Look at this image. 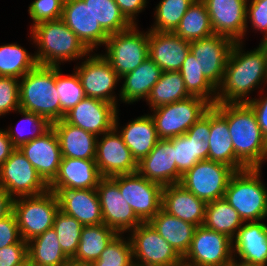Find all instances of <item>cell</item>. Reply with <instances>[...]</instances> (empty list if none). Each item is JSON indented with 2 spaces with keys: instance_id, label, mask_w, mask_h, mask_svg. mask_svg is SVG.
Listing matches in <instances>:
<instances>
[{
  "instance_id": "17",
  "label": "cell",
  "mask_w": 267,
  "mask_h": 266,
  "mask_svg": "<svg viewBox=\"0 0 267 266\" xmlns=\"http://www.w3.org/2000/svg\"><path fill=\"white\" fill-rule=\"evenodd\" d=\"M235 41L223 35L190 42V51L207 80L217 89L223 80L224 71Z\"/></svg>"
},
{
  "instance_id": "15",
  "label": "cell",
  "mask_w": 267,
  "mask_h": 266,
  "mask_svg": "<svg viewBox=\"0 0 267 266\" xmlns=\"http://www.w3.org/2000/svg\"><path fill=\"white\" fill-rule=\"evenodd\" d=\"M91 55V56H90ZM80 66H75L86 97L98 98L118 106L114 89L120 77L102 54H90Z\"/></svg>"
},
{
  "instance_id": "5",
  "label": "cell",
  "mask_w": 267,
  "mask_h": 266,
  "mask_svg": "<svg viewBox=\"0 0 267 266\" xmlns=\"http://www.w3.org/2000/svg\"><path fill=\"white\" fill-rule=\"evenodd\" d=\"M260 173V168L237 171L226 188L223 198L239 213L243 222L262 221L267 217V188Z\"/></svg>"
},
{
  "instance_id": "1",
  "label": "cell",
  "mask_w": 267,
  "mask_h": 266,
  "mask_svg": "<svg viewBox=\"0 0 267 266\" xmlns=\"http://www.w3.org/2000/svg\"><path fill=\"white\" fill-rule=\"evenodd\" d=\"M242 48V41L232 47L223 80L217 88V103H248L251 91L267 82L266 48L262 43L247 52Z\"/></svg>"
},
{
  "instance_id": "59",
  "label": "cell",
  "mask_w": 267,
  "mask_h": 266,
  "mask_svg": "<svg viewBox=\"0 0 267 266\" xmlns=\"http://www.w3.org/2000/svg\"><path fill=\"white\" fill-rule=\"evenodd\" d=\"M16 266H28V258L24 262Z\"/></svg>"
},
{
  "instance_id": "9",
  "label": "cell",
  "mask_w": 267,
  "mask_h": 266,
  "mask_svg": "<svg viewBox=\"0 0 267 266\" xmlns=\"http://www.w3.org/2000/svg\"><path fill=\"white\" fill-rule=\"evenodd\" d=\"M129 232L134 266H183V258L149 222Z\"/></svg>"
},
{
  "instance_id": "52",
  "label": "cell",
  "mask_w": 267,
  "mask_h": 266,
  "mask_svg": "<svg viewBox=\"0 0 267 266\" xmlns=\"http://www.w3.org/2000/svg\"><path fill=\"white\" fill-rule=\"evenodd\" d=\"M121 13L132 24L137 25L136 15L146 8L147 0H115Z\"/></svg>"
},
{
  "instance_id": "40",
  "label": "cell",
  "mask_w": 267,
  "mask_h": 266,
  "mask_svg": "<svg viewBox=\"0 0 267 266\" xmlns=\"http://www.w3.org/2000/svg\"><path fill=\"white\" fill-rule=\"evenodd\" d=\"M179 72L191 96L204 98L212 105L217 103V89L204 76L191 51L187 54Z\"/></svg>"
},
{
  "instance_id": "23",
  "label": "cell",
  "mask_w": 267,
  "mask_h": 266,
  "mask_svg": "<svg viewBox=\"0 0 267 266\" xmlns=\"http://www.w3.org/2000/svg\"><path fill=\"white\" fill-rule=\"evenodd\" d=\"M18 149L49 185L57 176L62 159L59 140L53 128Z\"/></svg>"
},
{
  "instance_id": "58",
  "label": "cell",
  "mask_w": 267,
  "mask_h": 266,
  "mask_svg": "<svg viewBox=\"0 0 267 266\" xmlns=\"http://www.w3.org/2000/svg\"><path fill=\"white\" fill-rule=\"evenodd\" d=\"M28 266H43V265L34 263L33 261H31V260L28 259Z\"/></svg>"
},
{
  "instance_id": "29",
  "label": "cell",
  "mask_w": 267,
  "mask_h": 266,
  "mask_svg": "<svg viewBox=\"0 0 267 266\" xmlns=\"http://www.w3.org/2000/svg\"><path fill=\"white\" fill-rule=\"evenodd\" d=\"M61 149L62 157L95 159L97 136L65 122L63 119L52 123Z\"/></svg>"
},
{
  "instance_id": "27",
  "label": "cell",
  "mask_w": 267,
  "mask_h": 266,
  "mask_svg": "<svg viewBox=\"0 0 267 266\" xmlns=\"http://www.w3.org/2000/svg\"><path fill=\"white\" fill-rule=\"evenodd\" d=\"M206 204L180 183L163 186L161 208L174 217L197 227L203 225Z\"/></svg>"
},
{
  "instance_id": "20",
  "label": "cell",
  "mask_w": 267,
  "mask_h": 266,
  "mask_svg": "<svg viewBox=\"0 0 267 266\" xmlns=\"http://www.w3.org/2000/svg\"><path fill=\"white\" fill-rule=\"evenodd\" d=\"M117 111L119 109L114 104L85 97L64 115L63 120L98 137L114 128Z\"/></svg>"
},
{
  "instance_id": "6",
  "label": "cell",
  "mask_w": 267,
  "mask_h": 266,
  "mask_svg": "<svg viewBox=\"0 0 267 266\" xmlns=\"http://www.w3.org/2000/svg\"><path fill=\"white\" fill-rule=\"evenodd\" d=\"M212 107L204 98L190 96L154 109V120L159 139H170L185 134Z\"/></svg>"
},
{
  "instance_id": "44",
  "label": "cell",
  "mask_w": 267,
  "mask_h": 266,
  "mask_svg": "<svg viewBox=\"0 0 267 266\" xmlns=\"http://www.w3.org/2000/svg\"><path fill=\"white\" fill-rule=\"evenodd\" d=\"M74 72L71 75H63L60 66H56V88L60 100V120L86 97L80 78L76 71Z\"/></svg>"
},
{
  "instance_id": "26",
  "label": "cell",
  "mask_w": 267,
  "mask_h": 266,
  "mask_svg": "<svg viewBox=\"0 0 267 266\" xmlns=\"http://www.w3.org/2000/svg\"><path fill=\"white\" fill-rule=\"evenodd\" d=\"M189 51L190 42L173 32L149 30V57L162 71H180Z\"/></svg>"
},
{
  "instance_id": "12",
  "label": "cell",
  "mask_w": 267,
  "mask_h": 266,
  "mask_svg": "<svg viewBox=\"0 0 267 266\" xmlns=\"http://www.w3.org/2000/svg\"><path fill=\"white\" fill-rule=\"evenodd\" d=\"M0 188L14 199L43 194L49 190V185L16 148L0 167Z\"/></svg>"
},
{
  "instance_id": "36",
  "label": "cell",
  "mask_w": 267,
  "mask_h": 266,
  "mask_svg": "<svg viewBox=\"0 0 267 266\" xmlns=\"http://www.w3.org/2000/svg\"><path fill=\"white\" fill-rule=\"evenodd\" d=\"M243 223L239 213L224 198L206 204L203 222L205 228L223 233L233 239Z\"/></svg>"
},
{
  "instance_id": "2",
  "label": "cell",
  "mask_w": 267,
  "mask_h": 266,
  "mask_svg": "<svg viewBox=\"0 0 267 266\" xmlns=\"http://www.w3.org/2000/svg\"><path fill=\"white\" fill-rule=\"evenodd\" d=\"M226 120L236 159L247 168H260L267 159L266 137L248 103L212 105Z\"/></svg>"
},
{
  "instance_id": "18",
  "label": "cell",
  "mask_w": 267,
  "mask_h": 266,
  "mask_svg": "<svg viewBox=\"0 0 267 266\" xmlns=\"http://www.w3.org/2000/svg\"><path fill=\"white\" fill-rule=\"evenodd\" d=\"M210 109L185 134L170 138L178 172L183 175L197 162L209 159Z\"/></svg>"
},
{
  "instance_id": "21",
  "label": "cell",
  "mask_w": 267,
  "mask_h": 266,
  "mask_svg": "<svg viewBox=\"0 0 267 266\" xmlns=\"http://www.w3.org/2000/svg\"><path fill=\"white\" fill-rule=\"evenodd\" d=\"M207 8L214 34L235 42H243L247 33L246 5L248 0H202Z\"/></svg>"
},
{
  "instance_id": "57",
  "label": "cell",
  "mask_w": 267,
  "mask_h": 266,
  "mask_svg": "<svg viewBox=\"0 0 267 266\" xmlns=\"http://www.w3.org/2000/svg\"><path fill=\"white\" fill-rule=\"evenodd\" d=\"M233 260L234 261L231 266H251V265H246V264L238 262L237 258H233Z\"/></svg>"
},
{
  "instance_id": "56",
  "label": "cell",
  "mask_w": 267,
  "mask_h": 266,
  "mask_svg": "<svg viewBox=\"0 0 267 266\" xmlns=\"http://www.w3.org/2000/svg\"><path fill=\"white\" fill-rule=\"evenodd\" d=\"M64 266H91V264L76 263L70 260Z\"/></svg>"
},
{
  "instance_id": "13",
  "label": "cell",
  "mask_w": 267,
  "mask_h": 266,
  "mask_svg": "<svg viewBox=\"0 0 267 266\" xmlns=\"http://www.w3.org/2000/svg\"><path fill=\"white\" fill-rule=\"evenodd\" d=\"M233 261L232 239L203 225L196 227L183 266H231Z\"/></svg>"
},
{
  "instance_id": "43",
  "label": "cell",
  "mask_w": 267,
  "mask_h": 266,
  "mask_svg": "<svg viewBox=\"0 0 267 266\" xmlns=\"http://www.w3.org/2000/svg\"><path fill=\"white\" fill-rule=\"evenodd\" d=\"M17 111L24 116L23 121H19L15 131L12 129L13 127H8V130L6 129L8 136L12 141V145L15 148H19L21 145L28 143L35 138L43 136L52 128V123L46 117L33 112L25 111L20 108ZM21 122H23V125L25 123H27V125H32V128L27 129L25 128V125L24 127L21 126ZM27 130H29V133L26 132V134L25 131Z\"/></svg>"
},
{
  "instance_id": "30",
  "label": "cell",
  "mask_w": 267,
  "mask_h": 266,
  "mask_svg": "<svg viewBox=\"0 0 267 266\" xmlns=\"http://www.w3.org/2000/svg\"><path fill=\"white\" fill-rule=\"evenodd\" d=\"M162 72V69L148 57L136 69L120 77L121 80L124 79V83L120 90L119 101L129 104L142 98L146 100Z\"/></svg>"
},
{
  "instance_id": "55",
  "label": "cell",
  "mask_w": 267,
  "mask_h": 266,
  "mask_svg": "<svg viewBox=\"0 0 267 266\" xmlns=\"http://www.w3.org/2000/svg\"><path fill=\"white\" fill-rule=\"evenodd\" d=\"M13 211V198L0 188V219L9 215Z\"/></svg>"
},
{
  "instance_id": "10",
  "label": "cell",
  "mask_w": 267,
  "mask_h": 266,
  "mask_svg": "<svg viewBox=\"0 0 267 266\" xmlns=\"http://www.w3.org/2000/svg\"><path fill=\"white\" fill-rule=\"evenodd\" d=\"M236 171L225 164L201 160L185 172L180 184L206 203L224 197L231 177Z\"/></svg>"
},
{
  "instance_id": "28",
  "label": "cell",
  "mask_w": 267,
  "mask_h": 266,
  "mask_svg": "<svg viewBox=\"0 0 267 266\" xmlns=\"http://www.w3.org/2000/svg\"><path fill=\"white\" fill-rule=\"evenodd\" d=\"M101 178L95 159L62 157L57 176L49 187L96 189Z\"/></svg>"
},
{
  "instance_id": "47",
  "label": "cell",
  "mask_w": 267,
  "mask_h": 266,
  "mask_svg": "<svg viewBox=\"0 0 267 266\" xmlns=\"http://www.w3.org/2000/svg\"><path fill=\"white\" fill-rule=\"evenodd\" d=\"M65 0H35L29 5L28 13L33 20V25L62 19Z\"/></svg>"
},
{
  "instance_id": "53",
  "label": "cell",
  "mask_w": 267,
  "mask_h": 266,
  "mask_svg": "<svg viewBox=\"0 0 267 266\" xmlns=\"http://www.w3.org/2000/svg\"><path fill=\"white\" fill-rule=\"evenodd\" d=\"M248 104L251 106L253 111L256 114L258 125L262 130V133L267 136V94L266 96H261L257 98H251L248 101Z\"/></svg>"
},
{
  "instance_id": "24",
  "label": "cell",
  "mask_w": 267,
  "mask_h": 266,
  "mask_svg": "<svg viewBox=\"0 0 267 266\" xmlns=\"http://www.w3.org/2000/svg\"><path fill=\"white\" fill-rule=\"evenodd\" d=\"M174 145L169 139H159L149 154L138 162L137 172L146 179L162 186L179 183Z\"/></svg>"
},
{
  "instance_id": "38",
  "label": "cell",
  "mask_w": 267,
  "mask_h": 266,
  "mask_svg": "<svg viewBox=\"0 0 267 266\" xmlns=\"http://www.w3.org/2000/svg\"><path fill=\"white\" fill-rule=\"evenodd\" d=\"M179 71H163L146 99L152 109L190 97Z\"/></svg>"
},
{
  "instance_id": "22",
  "label": "cell",
  "mask_w": 267,
  "mask_h": 266,
  "mask_svg": "<svg viewBox=\"0 0 267 266\" xmlns=\"http://www.w3.org/2000/svg\"><path fill=\"white\" fill-rule=\"evenodd\" d=\"M62 20L90 52L100 45H105L109 37L84 0H65Z\"/></svg>"
},
{
  "instance_id": "51",
  "label": "cell",
  "mask_w": 267,
  "mask_h": 266,
  "mask_svg": "<svg viewBox=\"0 0 267 266\" xmlns=\"http://www.w3.org/2000/svg\"><path fill=\"white\" fill-rule=\"evenodd\" d=\"M27 258V244H12L0 249V266H16Z\"/></svg>"
},
{
  "instance_id": "48",
  "label": "cell",
  "mask_w": 267,
  "mask_h": 266,
  "mask_svg": "<svg viewBox=\"0 0 267 266\" xmlns=\"http://www.w3.org/2000/svg\"><path fill=\"white\" fill-rule=\"evenodd\" d=\"M20 108L19 79L0 76V116Z\"/></svg>"
},
{
  "instance_id": "60",
  "label": "cell",
  "mask_w": 267,
  "mask_h": 266,
  "mask_svg": "<svg viewBox=\"0 0 267 266\" xmlns=\"http://www.w3.org/2000/svg\"><path fill=\"white\" fill-rule=\"evenodd\" d=\"M262 45L266 48L267 50V39H265L264 41H261Z\"/></svg>"
},
{
  "instance_id": "7",
  "label": "cell",
  "mask_w": 267,
  "mask_h": 266,
  "mask_svg": "<svg viewBox=\"0 0 267 266\" xmlns=\"http://www.w3.org/2000/svg\"><path fill=\"white\" fill-rule=\"evenodd\" d=\"M58 211L57 198L50 190L36 196L13 199V212L20 236L26 242L53 228L54 217Z\"/></svg>"
},
{
  "instance_id": "8",
  "label": "cell",
  "mask_w": 267,
  "mask_h": 266,
  "mask_svg": "<svg viewBox=\"0 0 267 266\" xmlns=\"http://www.w3.org/2000/svg\"><path fill=\"white\" fill-rule=\"evenodd\" d=\"M137 25L110 34L102 55L119 77L133 71L149 57V31L141 32Z\"/></svg>"
},
{
  "instance_id": "41",
  "label": "cell",
  "mask_w": 267,
  "mask_h": 266,
  "mask_svg": "<svg viewBox=\"0 0 267 266\" xmlns=\"http://www.w3.org/2000/svg\"><path fill=\"white\" fill-rule=\"evenodd\" d=\"M84 2L108 35L125 31L132 26L121 13L115 0H84Z\"/></svg>"
},
{
  "instance_id": "4",
  "label": "cell",
  "mask_w": 267,
  "mask_h": 266,
  "mask_svg": "<svg viewBox=\"0 0 267 266\" xmlns=\"http://www.w3.org/2000/svg\"><path fill=\"white\" fill-rule=\"evenodd\" d=\"M20 109L60 120V100L56 88V66L37 64L19 80Z\"/></svg>"
},
{
  "instance_id": "45",
  "label": "cell",
  "mask_w": 267,
  "mask_h": 266,
  "mask_svg": "<svg viewBox=\"0 0 267 266\" xmlns=\"http://www.w3.org/2000/svg\"><path fill=\"white\" fill-rule=\"evenodd\" d=\"M83 225L74 217L64 214L59 210L53 223V229L59 239L62 251L71 259L78 248Z\"/></svg>"
},
{
  "instance_id": "33",
  "label": "cell",
  "mask_w": 267,
  "mask_h": 266,
  "mask_svg": "<svg viewBox=\"0 0 267 266\" xmlns=\"http://www.w3.org/2000/svg\"><path fill=\"white\" fill-rule=\"evenodd\" d=\"M118 133L137 162L146 157L159 140L151 114L128 122Z\"/></svg>"
},
{
  "instance_id": "61",
  "label": "cell",
  "mask_w": 267,
  "mask_h": 266,
  "mask_svg": "<svg viewBox=\"0 0 267 266\" xmlns=\"http://www.w3.org/2000/svg\"><path fill=\"white\" fill-rule=\"evenodd\" d=\"M266 152H267V136H266Z\"/></svg>"
},
{
  "instance_id": "25",
  "label": "cell",
  "mask_w": 267,
  "mask_h": 266,
  "mask_svg": "<svg viewBox=\"0 0 267 266\" xmlns=\"http://www.w3.org/2000/svg\"><path fill=\"white\" fill-rule=\"evenodd\" d=\"M232 252L240 263L267 266V224L263 220L244 222L232 239Z\"/></svg>"
},
{
  "instance_id": "54",
  "label": "cell",
  "mask_w": 267,
  "mask_h": 266,
  "mask_svg": "<svg viewBox=\"0 0 267 266\" xmlns=\"http://www.w3.org/2000/svg\"><path fill=\"white\" fill-rule=\"evenodd\" d=\"M15 149L7 131L0 129V167Z\"/></svg>"
},
{
  "instance_id": "19",
  "label": "cell",
  "mask_w": 267,
  "mask_h": 266,
  "mask_svg": "<svg viewBox=\"0 0 267 266\" xmlns=\"http://www.w3.org/2000/svg\"><path fill=\"white\" fill-rule=\"evenodd\" d=\"M58 202L59 210L74 217L83 226L103 223L102 210L96 189H72L68 187H49Z\"/></svg>"
},
{
  "instance_id": "11",
  "label": "cell",
  "mask_w": 267,
  "mask_h": 266,
  "mask_svg": "<svg viewBox=\"0 0 267 266\" xmlns=\"http://www.w3.org/2000/svg\"><path fill=\"white\" fill-rule=\"evenodd\" d=\"M121 195L142 222H149L161 209L163 186L138 172L111 177Z\"/></svg>"
},
{
  "instance_id": "39",
  "label": "cell",
  "mask_w": 267,
  "mask_h": 266,
  "mask_svg": "<svg viewBox=\"0 0 267 266\" xmlns=\"http://www.w3.org/2000/svg\"><path fill=\"white\" fill-rule=\"evenodd\" d=\"M37 65L35 55L17 43L0 46V76L20 80Z\"/></svg>"
},
{
  "instance_id": "35",
  "label": "cell",
  "mask_w": 267,
  "mask_h": 266,
  "mask_svg": "<svg viewBox=\"0 0 267 266\" xmlns=\"http://www.w3.org/2000/svg\"><path fill=\"white\" fill-rule=\"evenodd\" d=\"M28 259L43 266H64L71 259L62 251L53 228L27 242Z\"/></svg>"
},
{
  "instance_id": "3",
  "label": "cell",
  "mask_w": 267,
  "mask_h": 266,
  "mask_svg": "<svg viewBox=\"0 0 267 266\" xmlns=\"http://www.w3.org/2000/svg\"><path fill=\"white\" fill-rule=\"evenodd\" d=\"M31 39L38 46L37 64L58 66L91 53L62 19L41 22L30 28Z\"/></svg>"
},
{
  "instance_id": "34",
  "label": "cell",
  "mask_w": 267,
  "mask_h": 266,
  "mask_svg": "<svg viewBox=\"0 0 267 266\" xmlns=\"http://www.w3.org/2000/svg\"><path fill=\"white\" fill-rule=\"evenodd\" d=\"M117 234L114 229L107 227L104 223L83 226L77 251L71 261L92 264L99 259L103 250Z\"/></svg>"
},
{
  "instance_id": "37",
  "label": "cell",
  "mask_w": 267,
  "mask_h": 266,
  "mask_svg": "<svg viewBox=\"0 0 267 266\" xmlns=\"http://www.w3.org/2000/svg\"><path fill=\"white\" fill-rule=\"evenodd\" d=\"M173 33L188 42L214 35L206 5L202 0L193 2Z\"/></svg>"
},
{
  "instance_id": "42",
  "label": "cell",
  "mask_w": 267,
  "mask_h": 266,
  "mask_svg": "<svg viewBox=\"0 0 267 266\" xmlns=\"http://www.w3.org/2000/svg\"><path fill=\"white\" fill-rule=\"evenodd\" d=\"M194 1L196 0H161L154 12V25L148 30L174 32Z\"/></svg>"
},
{
  "instance_id": "46",
  "label": "cell",
  "mask_w": 267,
  "mask_h": 266,
  "mask_svg": "<svg viewBox=\"0 0 267 266\" xmlns=\"http://www.w3.org/2000/svg\"><path fill=\"white\" fill-rule=\"evenodd\" d=\"M91 266H134L130 240L117 234Z\"/></svg>"
},
{
  "instance_id": "50",
  "label": "cell",
  "mask_w": 267,
  "mask_h": 266,
  "mask_svg": "<svg viewBox=\"0 0 267 266\" xmlns=\"http://www.w3.org/2000/svg\"><path fill=\"white\" fill-rule=\"evenodd\" d=\"M12 244H27L20 236L17 219L13 211L0 219V249Z\"/></svg>"
},
{
  "instance_id": "32",
  "label": "cell",
  "mask_w": 267,
  "mask_h": 266,
  "mask_svg": "<svg viewBox=\"0 0 267 266\" xmlns=\"http://www.w3.org/2000/svg\"><path fill=\"white\" fill-rule=\"evenodd\" d=\"M149 223L182 258L186 255L197 226L174 217L162 208Z\"/></svg>"
},
{
  "instance_id": "14",
  "label": "cell",
  "mask_w": 267,
  "mask_h": 266,
  "mask_svg": "<svg viewBox=\"0 0 267 266\" xmlns=\"http://www.w3.org/2000/svg\"><path fill=\"white\" fill-rule=\"evenodd\" d=\"M118 111L115 116L114 128L103 137H97L95 162L102 177L137 172L138 162L118 133Z\"/></svg>"
},
{
  "instance_id": "31",
  "label": "cell",
  "mask_w": 267,
  "mask_h": 266,
  "mask_svg": "<svg viewBox=\"0 0 267 266\" xmlns=\"http://www.w3.org/2000/svg\"><path fill=\"white\" fill-rule=\"evenodd\" d=\"M209 160L232 167L236 172L246 168L236 159L227 120L210 108Z\"/></svg>"
},
{
  "instance_id": "16",
  "label": "cell",
  "mask_w": 267,
  "mask_h": 266,
  "mask_svg": "<svg viewBox=\"0 0 267 266\" xmlns=\"http://www.w3.org/2000/svg\"><path fill=\"white\" fill-rule=\"evenodd\" d=\"M102 210L103 223L118 234L135 229L142 221L127 204L111 177H102L96 187Z\"/></svg>"
},
{
  "instance_id": "49",
  "label": "cell",
  "mask_w": 267,
  "mask_h": 266,
  "mask_svg": "<svg viewBox=\"0 0 267 266\" xmlns=\"http://www.w3.org/2000/svg\"><path fill=\"white\" fill-rule=\"evenodd\" d=\"M248 3L249 0L246 5V21L251 22L253 29L264 33V41L267 39V0H251Z\"/></svg>"
}]
</instances>
